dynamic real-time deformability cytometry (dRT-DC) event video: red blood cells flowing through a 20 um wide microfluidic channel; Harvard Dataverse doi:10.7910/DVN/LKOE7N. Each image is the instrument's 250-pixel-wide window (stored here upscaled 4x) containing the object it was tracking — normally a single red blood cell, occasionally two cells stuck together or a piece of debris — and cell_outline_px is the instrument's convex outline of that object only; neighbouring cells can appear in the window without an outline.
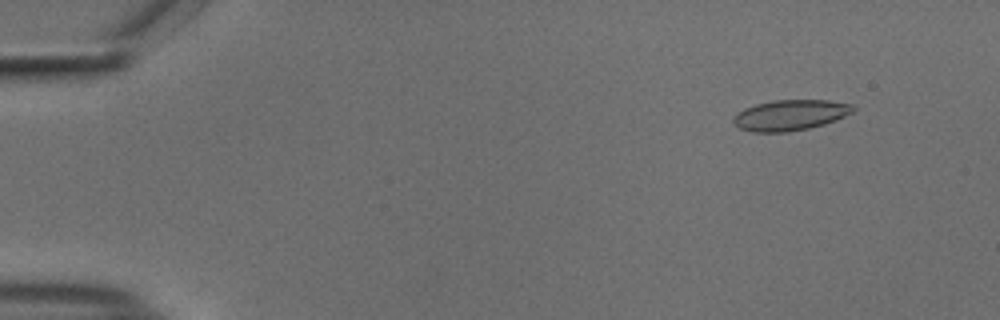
{"species": "common noctule bat (a hibernating species)", "species_latin": "Nyctalus noctula", "temperature_condition": "cold", "stored_images_in_passage": 55, "camera_frame_rate_fps": 3000, "um_per_image_px": 0.085, "animal": {"sex": "male", "body_mass_g": 18.8}, "frame": {"image": 1, "passage_image": 6, "time_ms": 1.667, "image_size_px": [1000, 320], "cell_outline_px": [[856, 108], [852, 112], [836, 120], [824, 124], [808, 128], [788, 132], [752, 132], [740, 128], [732, 120], [732, 116], [736, 112], [744, 108], [756, 104], [772, 100], [828, 100], [852, 104]], "centroid_in_image_um": [67.15, 9.78], "position_along_channel_um": 17.9, "area_um2": 21.44}}
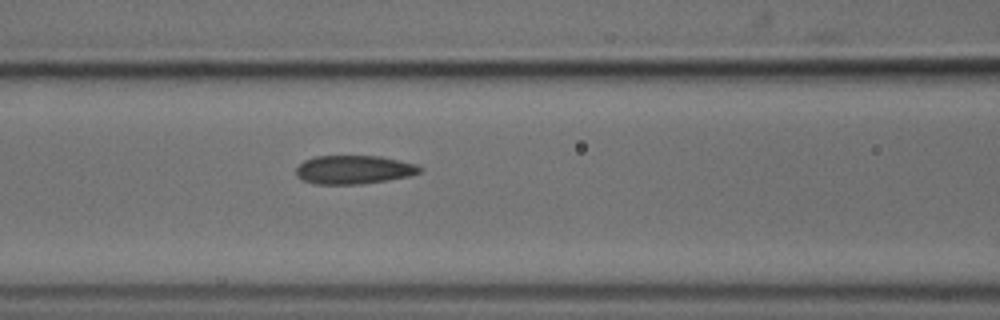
{"frame": {"image": 2, "passage_image": 24, "time_ms": 7.667, "image_size_px": [1000, 320], "cell_outline_px": [[424, 168], [420, 172], [408, 176], [388, 180], [364, 184], [316, 184], [300, 180], [296, 176], [296, 168], [304, 160], [316, 156], [380, 156], [420, 164]], "centroid_in_image_um": [30.09, 14.42], "position_along_channel_um": 136.5, "area_um2": 20.92}}
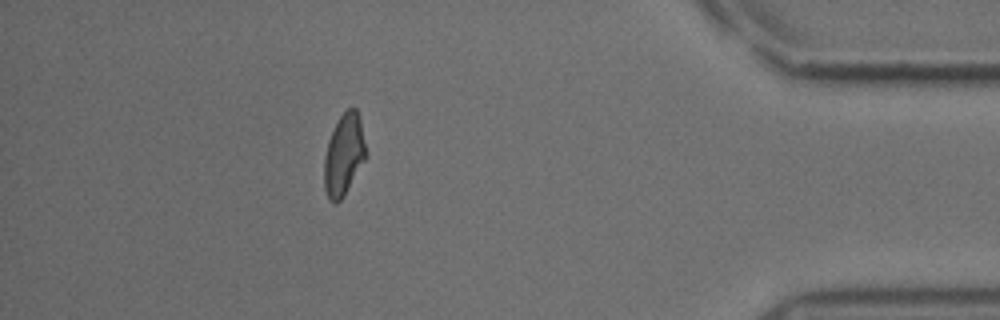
{"frame": {"image": 3, "passage_image": 49, "time_ms": 16.0, "image_size_px": [1000, 320], "cell_outline_px": [[368, 156], [344, 196], [336, 204], [332, 204], [328, 200], [324, 188], [324, 156], [328, 140], [340, 116], [348, 108], [356, 108], [360, 120]], "centroid_in_image_um": [29.23, 13.21], "position_along_channel_um": 406.0, "area_um2": 20.06}, "authors_computed_cell_mechanics": {"area_um2": 20.9236, "velocity_mm_per_s": 3.7327, "shape_relaxation_time_tau1_ms": 9.1684, "shape_relaxation_time_tau2_ms": 1.9139, "deformation_change_tau1": 0.2085, "deformation_change_tau2": 0.0933}}